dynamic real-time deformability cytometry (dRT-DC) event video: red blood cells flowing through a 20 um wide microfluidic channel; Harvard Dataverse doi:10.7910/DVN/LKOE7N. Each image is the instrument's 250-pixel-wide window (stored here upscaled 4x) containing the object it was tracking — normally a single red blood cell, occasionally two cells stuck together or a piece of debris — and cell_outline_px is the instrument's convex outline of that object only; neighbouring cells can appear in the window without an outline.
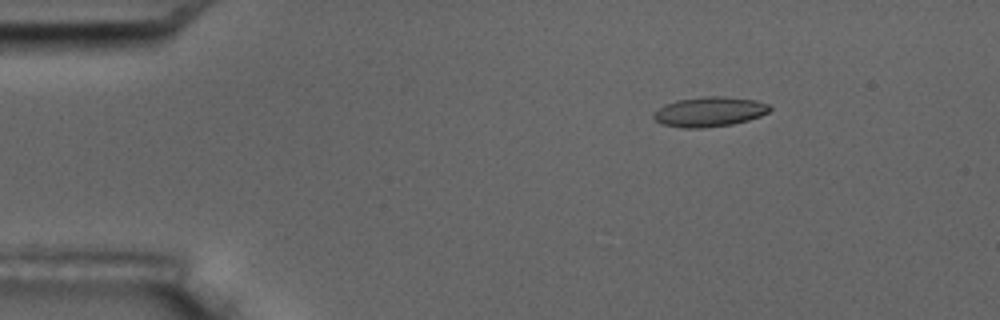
{"species": "common noctule bat (a hibernating species)", "species_latin": "Nyctalus noctula", "temperature_condition": "room temperature", "stored_images_in_passage": 5, "camera_frame_rate_fps": 3000, "um_per_image_px": 0.085, "animal": {"sex": "male", "body_mass_g": 17.5, "forearm_length_mm": 52.3}, "frame": {"image": 1, "passage_image": 1, "time_ms": 0.0, "image_size_px": [1000, 320], "cell_outline_px": [[772, 108], [768, 112], [760, 116], [748, 120], [732, 124], [704, 128], [680, 128], [660, 124], [652, 116], [664, 104], [676, 100], [708, 96], [724, 96], [756, 100], [768, 104]], "centroid_in_image_um": [60.3, 9.5], "position_along_channel_um": 24.7, "area_um2": 20.23}}
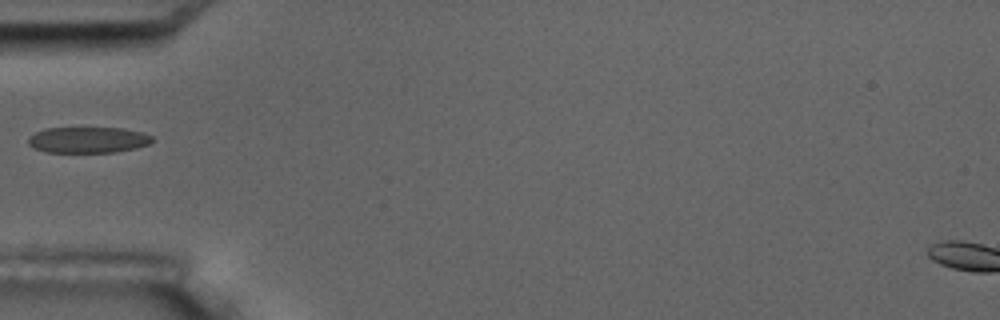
{"frame": {"image": 2, "passage_image": 4, "time_ms": 3.333, "image_size_px": [1000, 320], "cell_outline_px": [[152, 140], [148, 144], [136, 148], [116, 152], [44, 152], [28, 144], [28, 136], [44, 128], [124, 128], [140, 132], [152, 136]], "centroid_in_image_um": [7.45, 11.89], "position_along_channel_um": 77.5, "area_um2": 18.73}}